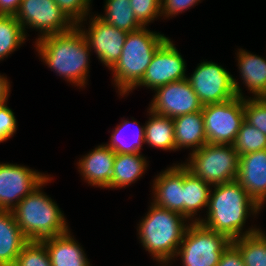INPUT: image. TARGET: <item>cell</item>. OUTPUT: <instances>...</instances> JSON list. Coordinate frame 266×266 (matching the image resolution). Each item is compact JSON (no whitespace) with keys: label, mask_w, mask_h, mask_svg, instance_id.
I'll return each mask as SVG.
<instances>
[{"label":"cell","mask_w":266,"mask_h":266,"mask_svg":"<svg viewBox=\"0 0 266 266\" xmlns=\"http://www.w3.org/2000/svg\"><path fill=\"white\" fill-rule=\"evenodd\" d=\"M214 187V193H210L207 206V220L198 218L196 222L226 235L231 241L242 237L240 231L245 224L248 210L257 213L261 207L237 180Z\"/></svg>","instance_id":"obj_1"},{"label":"cell","mask_w":266,"mask_h":266,"mask_svg":"<svg viewBox=\"0 0 266 266\" xmlns=\"http://www.w3.org/2000/svg\"><path fill=\"white\" fill-rule=\"evenodd\" d=\"M79 25L70 31L38 38L37 49L45 63L68 81L84 86L91 49Z\"/></svg>","instance_id":"obj_2"},{"label":"cell","mask_w":266,"mask_h":266,"mask_svg":"<svg viewBox=\"0 0 266 266\" xmlns=\"http://www.w3.org/2000/svg\"><path fill=\"white\" fill-rule=\"evenodd\" d=\"M48 181L49 177L11 210L28 241H41L69 232L65 217L57 204L40 192V187Z\"/></svg>","instance_id":"obj_3"},{"label":"cell","mask_w":266,"mask_h":266,"mask_svg":"<svg viewBox=\"0 0 266 266\" xmlns=\"http://www.w3.org/2000/svg\"><path fill=\"white\" fill-rule=\"evenodd\" d=\"M167 39L162 34L150 32L145 27L127 33L119 60L111 68L115 85L121 96L134 89L142 80L154 53Z\"/></svg>","instance_id":"obj_4"},{"label":"cell","mask_w":266,"mask_h":266,"mask_svg":"<svg viewBox=\"0 0 266 266\" xmlns=\"http://www.w3.org/2000/svg\"><path fill=\"white\" fill-rule=\"evenodd\" d=\"M150 208L149 213L140 222V241L158 262L168 263L176 256L187 229L182 222L186 217L154 203Z\"/></svg>","instance_id":"obj_5"},{"label":"cell","mask_w":266,"mask_h":266,"mask_svg":"<svg viewBox=\"0 0 266 266\" xmlns=\"http://www.w3.org/2000/svg\"><path fill=\"white\" fill-rule=\"evenodd\" d=\"M239 157L233 145L207 143L193 151L189 164L184 166L194 176L215 186L237 179Z\"/></svg>","instance_id":"obj_6"},{"label":"cell","mask_w":266,"mask_h":266,"mask_svg":"<svg viewBox=\"0 0 266 266\" xmlns=\"http://www.w3.org/2000/svg\"><path fill=\"white\" fill-rule=\"evenodd\" d=\"M231 242L226 235L194 221L187 226L176 255H181L184 266H217Z\"/></svg>","instance_id":"obj_7"},{"label":"cell","mask_w":266,"mask_h":266,"mask_svg":"<svg viewBox=\"0 0 266 266\" xmlns=\"http://www.w3.org/2000/svg\"><path fill=\"white\" fill-rule=\"evenodd\" d=\"M207 143L232 145L245 120L244 98L203 105Z\"/></svg>","instance_id":"obj_8"},{"label":"cell","mask_w":266,"mask_h":266,"mask_svg":"<svg viewBox=\"0 0 266 266\" xmlns=\"http://www.w3.org/2000/svg\"><path fill=\"white\" fill-rule=\"evenodd\" d=\"M186 79L203 105L223 103L236 96L243 98L232 75L213 62H202Z\"/></svg>","instance_id":"obj_9"},{"label":"cell","mask_w":266,"mask_h":266,"mask_svg":"<svg viewBox=\"0 0 266 266\" xmlns=\"http://www.w3.org/2000/svg\"><path fill=\"white\" fill-rule=\"evenodd\" d=\"M15 17L23 31L26 25L42 31L40 38L62 34L76 26L54 0H22Z\"/></svg>","instance_id":"obj_10"},{"label":"cell","mask_w":266,"mask_h":266,"mask_svg":"<svg viewBox=\"0 0 266 266\" xmlns=\"http://www.w3.org/2000/svg\"><path fill=\"white\" fill-rule=\"evenodd\" d=\"M155 91L157 94L149 110L157 115L175 118L203 109V104L187 79L170 82Z\"/></svg>","instance_id":"obj_11"},{"label":"cell","mask_w":266,"mask_h":266,"mask_svg":"<svg viewBox=\"0 0 266 266\" xmlns=\"http://www.w3.org/2000/svg\"><path fill=\"white\" fill-rule=\"evenodd\" d=\"M46 178L25 166L0 164V210L11 211Z\"/></svg>","instance_id":"obj_12"},{"label":"cell","mask_w":266,"mask_h":266,"mask_svg":"<svg viewBox=\"0 0 266 266\" xmlns=\"http://www.w3.org/2000/svg\"><path fill=\"white\" fill-rule=\"evenodd\" d=\"M185 67L182 56L167 38L154 53L142 80L137 85L156 90L170 82L186 79Z\"/></svg>","instance_id":"obj_13"},{"label":"cell","mask_w":266,"mask_h":266,"mask_svg":"<svg viewBox=\"0 0 266 266\" xmlns=\"http://www.w3.org/2000/svg\"><path fill=\"white\" fill-rule=\"evenodd\" d=\"M81 31L101 62L112 68L120 58L127 32L105 23L98 15L92 19L88 33Z\"/></svg>","instance_id":"obj_14"},{"label":"cell","mask_w":266,"mask_h":266,"mask_svg":"<svg viewBox=\"0 0 266 266\" xmlns=\"http://www.w3.org/2000/svg\"><path fill=\"white\" fill-rule=\"evenodd\" d=\"M236 180L262 206L266 198V149L240 155Z\"/></svg>","instance_id":"obj_15"},{"label":"cell","mask_w":266,"mask_h":266,"mask_svg":"<svg viewBox=\"0 0 266 266\" xmlns=\"http://www.w3.org/2000/svg\"><path fill=\"white\" fill-rule=\"evenodd\" d=\"M154 204L184 216V165L170 167L154 181Z\"/></svg>","instance_id":"obj_16"},{"label":"cell","mask_w":266,"mask_h":266,"mask_svg":"<svg viewBox=\"0 0 266 266\" xmlns=\"http://www.w3.org/2000/svg\"><path fill=\"white\" fill-rule=\"evenodd\" d=\"M115 152L107 145H100L79 161V168L88 183L110 188Z\"/></svg>","instance_id":"obj_17"},{"label":"cell","mask_w":266,"mask_h":266,"mask_svg":"<svg viewBox=\"0 0 266 266\" xmlns=\"http://www.w3.org/2000/svg\"><path fill=\"white\" fill-rule=\"evenodd\" d=\"M27 242L12 212L0 210V266H14Z\"/></svg>","instance_id":"obj_18"},{"label":"cell","mask_w":266,"mask_h":266,"mask_svg":"<svg viewBox=\"0 0 266 266\" xmlns=\"http://www.w3.org/2000/svg\"><path fill=\"white\" fill-rule=\"evenodd\" d=\"M66 232L41 242L47 249L52 266H89L84 251Z\"/></svg>","instance_id":"obj_19"},{"label":"cell","mask_w":266,"mask_h":266,"mask_svg":"<svg viewBox=\"0 0 266 266\" xmlns=\"http://www.w3.org/2000/svg\"><path fill=\"white\" fill-rule=\"evenodd\" d=\"M176 149L195 147L193 151L207 144L202 110L173 118Z\"/></svg>","instance_id":"obj_20"},{"label":"cell","mask_w":266,"mask_h":266,"mask_svg":"<svg viewBox=\"0 0 266 266\" xmlns=\"http://www.w3.org/2000/svg\"><path fill=\"white\" fill-rule=\"evenodd\" d=\"M242 80L256 98H266V60L245 50L238 53Z\"/></svg>","instance_id":"obj_21"},{"label":"cell","mask_w":266,"mask_h":266,"mask_svg":"<svg viewBox=\"0 0 266 266\" xmlns=\"http://www.w3.org/2000/svg\"><path fill=\"white\" fill-rule=\"evenodd\" d=\"M146 160L137 153H116L110 188L125 187L140 178L146 169Z\"/></svg>","instance_id":"obj_22"},{"label":"cell","mask_w":266,"mask_h":266,"mask_svg":"<svg viewBox=\"0 0 266 266\" xmlns=\"http://www.w3.org/2000/svg\"><path fill=\"white\" fill-rule=\"evenodd\" d=\"M243 236L232 240L239 249L245 266H266V235L260 229L245 231Z\"/></svg>","instance_id":"obj_23"},{"label":"cell","mask_w":266,"mask_h":266,"mask_svg":"<svg viewBox=\"0 0 266 266\" xmlns=\"http://www.w3.org/2000/svg\"><path fill=\"white\" fill-rule=\"evenodd\" d=\"M211 191L207 182L194 176L184 166V216L186 218L193 217L197 210L208 206Z\"/></svg>","instance_id":"obj_24"},{"label":"cell","mask_w":266,"mask_h":266,"mask_svg":"<svg viewBox=\"0 0 266 266\" xmlns=\"http://www.w3.org/2000/svg\"><path fill=\"white\" fill-rule=\"evenodd\" d=\"M150 113L152 118L145 125V142L164 150H175L173 118Z\"/></svg>","instance_id":"obj_25"},{"label":"cell","mask_w":266,"mask_h":266,"mask_svg":"<svg viewBox=\"0 0 266 266\" xmlns=\"http://www.w3.org/2000/svg\"><path fill=\"white\" fill-rule=\"evenodd\" d=\"M130 0H107L106 16H98L105 23L127 33L141 29L143 26L136 19Z\"/></svg>","instance_id":"obj_26"},{"label":"cell","mask_w":266,"mask_h":266,"mask_svg":"<svg viewBox=\"0 0 266 266\" xmlns=\"http://www.w3.org/2000/svg\"><path fill=\"white\" fill-rule=\"evenodd\" d=\"M25 32L15 16L0 15V60L25 40Z\"/></svg>","instance_id":"obj_27"},{"label":"cell","mask_w":266,"mask_h":266,"mask_svg":"<svg viewBox=\"0 0 266 266\" xmlns=\"http://www.w3.org/2000/svg\"><path fill=\"white\" fill-rule=\"evenodd\" d=\"M232 145L239 155L264 150L266 135L244 120Z\"/></svg>","instance_id":"obj_28"},{"label":"cell","mask_w":266,"mask_h":266,"mask_svg":"<svg viewBox=\"0 0 266 266\" xmlns=\"http://www.w3.org/2000/svg\"><path fill=\"white\" fill-rule=\"evenodd\" d=\"M14 266H52L41 241H28L22 248Z\"/></svg>","instance_id":"obj_29"},{"label":"cell","mask_w":266,"mask_h":266,"mask_svg":"<svg viewBox=\"0 0 266 266\" xmlns=\"http://www.w3.org/2000/svg\"><path fill=\"white\" fill-rule=\"evenodd\" d=\"M130 124L131 123L129 121H124V123H121V126H117L114 133L111 135V143L107 144V146H109L115 153H137L140 152L142 143H145V127H140L137 130L136 134L134 135L136 139L134 138V141H131V143H127V141L126 144L123 138H121L126 127H128Z\"/></svg>","instance_id":"obj_30"},{"label":"cell","mask_w":266,"mask_h":266,"mask_svg":"<svg viewBox=\"0 0 266 266\" xmlns=\"http://www.w3.org/2000/svg\"><path fill=\"white\" fill-rule=\"evenodd\" d=\"M245 120L266 135V98H244Z\"/></svg>","instance_id":"obj_31"},{"label":"cell","mask_w":266,"mask_h":266,"mask_svg":"<svg viewBox=\"0 0 266 266\" xmlns=\"http://www.w3.org/2000/svg\"><path fill=\"white\" fill-rule=\"evenodd\" d=\"M132 10L138 22L144 27L161 14V0H130Z\"/></svg>","instance_id":"obj_32"},{"label":"cell","mask_w":266,"mask_h":266,"mask_svg":"<svg viewBox=\"0 0 266 266\" xmlns=\"http://www.w3.org/2000/svg\"><path fill=\"white\" fill-rule=\"evenodd\" d=\"M63 13L75 24L83 22L91 0H54Z\"/></svg>","instance_id":"obj_33"},{"label":"cell","mask_w":266,"mask_h":266,"mask_svg":"<svg viewBox=\"0 0 266 266\" xmlns=\"http://www.w3.org/2000/svg\"><path fill=\"white\" fill-rule=\"evenodd\" d=\"M6 103L0 106V142L10 138L16 131V118Z\"/></svg>","instance_id":"obj_34"},{"label":"cell","mask_w":266,"mask_h":266,"mask_svg":"<svg viewBox=\"0 0 266 266\" xmlns=\"http://www.w3.org/2000/svg\"><path fill=\"white\" fill-rule=\"evenodd\" d=\"M200 0H161V14L172 16L195 5Z\"/></svg>","instance_id":"obj_35"},{"label":"cell","mask_w":266,"mask_h":266,"mask_svg":"<svg viewBox=\"0 0 266 266\" xmlns=\"http://www.w3.org/2000/svg\"><path fill=\"white\" fill-rule=\"evenodd\" d=\"M217 266H245L239 249L232 242L222 253Z\"/></svg>","instance_id":"obj_36"},{"label":"cell","mask_w":266,"mask_h":266,"mask_svg":"<svg viewBox=\"0 0 266 266\" xmlns=\"http://www.w3.org/2000/svg\"><path fill=\"white\" fill-rule=\"evenodd\" d=\"M22 0H0V15L15 16Z\"/></svg>","instance_id":"obj_37"},{"label":"cell","mask_w":266,"mask_h":266,"mask_svg":"<svg viewBox=\"0 0 266 266\" xmlns=\"http://www.w3.org/2000/svg\"><path fill=\"white\" fill-rule=\"evenodd\" d=\"M9 93V83L3 76L0 75V106L6 103Z\"/></svg>","instance_id":"obj_38"}]
</instances>
